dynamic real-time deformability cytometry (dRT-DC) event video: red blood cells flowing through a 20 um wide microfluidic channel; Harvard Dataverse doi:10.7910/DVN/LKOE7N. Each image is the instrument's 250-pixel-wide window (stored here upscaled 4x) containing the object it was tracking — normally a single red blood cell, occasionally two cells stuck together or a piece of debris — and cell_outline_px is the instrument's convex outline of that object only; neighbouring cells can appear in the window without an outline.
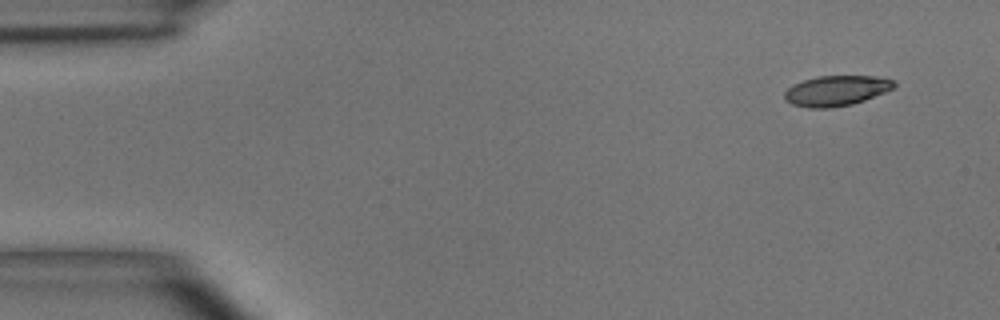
{"species": "common noctule bat (a hibernating species)", "species_latin": "Nyctalus noctula", "temperature_condition": "room temperature", "stored_images_in_passage": 4, "camera_frame_rate_fps": 3000, "um_per_image_px": 0.085, "animal": {"sex": "male", "body_mass_g": 15.6}, "frame": {"image": 1, "passage_image": 1, "time_ms": 0.0, "image_size_px": [1000, 320], "cell_outline_px": [[896, 84], [892, 88], [884, 92], [864, 100], [852, 104], [828, 108], [808, 108], [792, 104], [784, 100], [784, 92], [792, 84], [816, 76], [876, 76], [896, 80]], "centroid_in_image_um": [71.06, 7.7], "position_along_channel_um": 13.9, "area_um2": 19.36}}
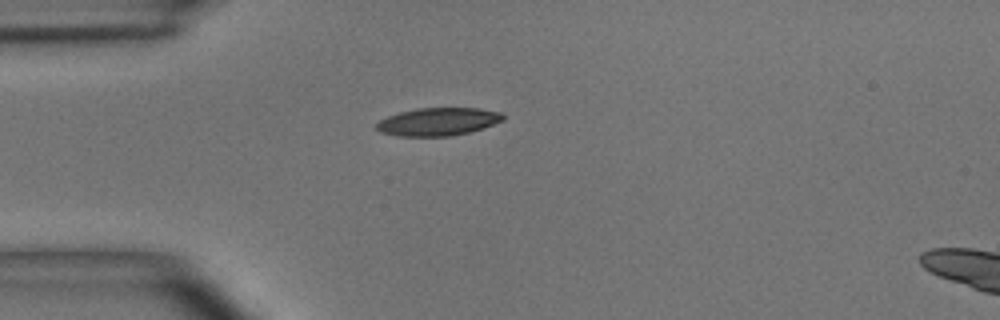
{"frame": {"image": 2, "passage_image": 4, "time_ms": 3.333, "image_size_px": [1000, 320], "cell_outline_px": [[504, 120], [484, 128], [452, 136], [396, 136], [380, 132], [376, 128], [376, 124], [380, 120], [388, 116], [400, 112], [416, 108], [480, 108], [500, 112], [504, 116]], "centroid_in_image_um": [37.24, 10.34], "position_along_channel_um": 47.8, "area_um2": 20.63}}